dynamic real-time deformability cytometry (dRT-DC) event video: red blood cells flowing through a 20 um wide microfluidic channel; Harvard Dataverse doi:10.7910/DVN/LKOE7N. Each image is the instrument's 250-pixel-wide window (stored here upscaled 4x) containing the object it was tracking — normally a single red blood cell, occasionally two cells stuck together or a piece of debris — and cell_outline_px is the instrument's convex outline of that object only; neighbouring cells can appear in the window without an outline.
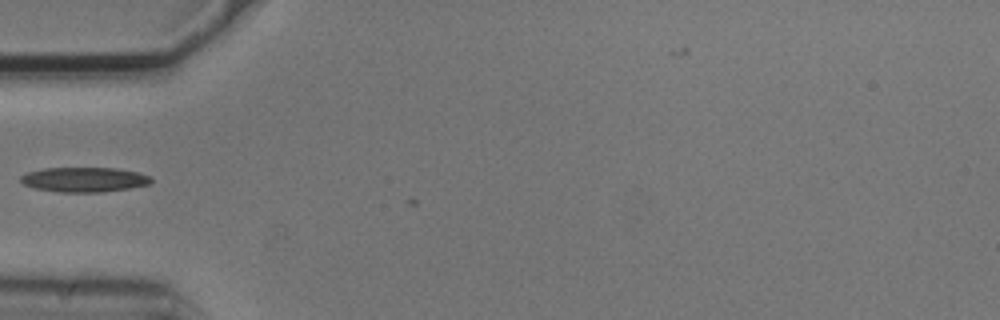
{"species": "common noctule bat (a hibernating species)", "species_latin": "Nyctalus noctula", "temperature_condition": "cold", "stored_images_in_passage": 1, "camera_frame_rate_fps": 3000, "um_per_image_px": 0.085, "animal": {"sex": "male", "body_mass_g": 20.5, "forearm_length_mm": 52.5}, "frame": {"image": 1, "passage_image": 1, "time_ms": 0.0, "image_size_px": [1000, 320], "cell_outline_px": [[152, 184], [128, 188], [100, 192], [60, 192], [36, 188], [24, 184], [20, 180], [20, 176], [28, 172], [44, 168], [116, 168], [136, 172], [152, 176]], "centroid_in_image_um": [7.18, 15.26], "position_along_channel_um": 77.8, "area_um2": 18.73}}